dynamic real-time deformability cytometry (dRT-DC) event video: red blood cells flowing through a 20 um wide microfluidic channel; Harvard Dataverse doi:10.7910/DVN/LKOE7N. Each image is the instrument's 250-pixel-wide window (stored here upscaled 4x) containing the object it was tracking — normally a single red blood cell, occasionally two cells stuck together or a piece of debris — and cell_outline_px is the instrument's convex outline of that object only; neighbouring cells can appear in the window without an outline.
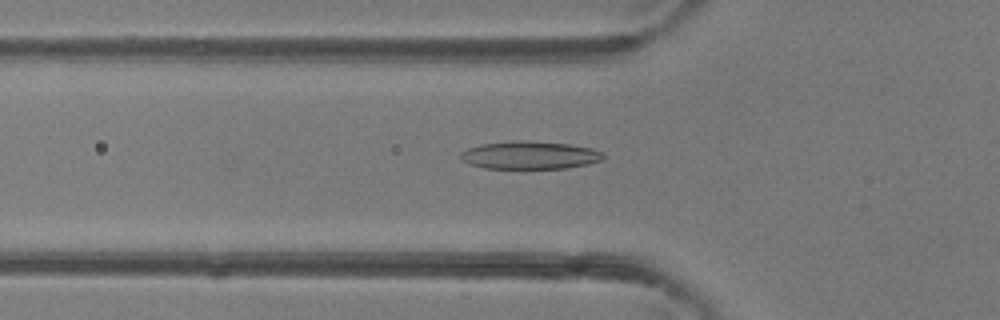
{"species": "common noctule bat (a hibernating species)", "species_latin": "Nyctalus noctula", "temperature_condition": "room temperature", "stored_images_in_passage": 38, "camera_frame_rate_fps": 3000, "um_per_image_px": 0.085, "animal": {"sex": "female"}, "frame": {"image": 1, "passage_image": 8, "time_ms": 2.333, "image_size_px": [1000, 320], "cell_outline_px": [[604, 156], [600, 160], [588, 164], [564, 168], [484, 168], [460, 160], [460, 152], [468, 148], [480, 144], [512, 140], [528, 140], [568, 144], [592, 148], [600, 152]], "centroid_in_image_um": [44.98, 13.17], "position_along_channel_um": 80.8, "area_um2": 23.12}}
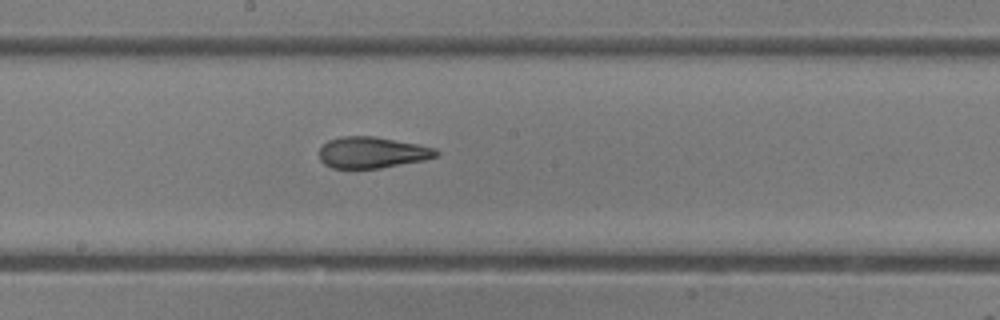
{"frame": {"image": 2, "passage_image": 17, "time_ms": 5.333, "image_size_px": [1000, 320], "cell_outline_px": [[440, 152], [436, 156], [424, 160], [380, 168], [332, 168], [324, 164], [320, 160], [320, 148], [328, 140], [340, 136], [376, 136], [420, 144], [436, 148]], "centroid_in_image_um": [31.64, 12.95], "position_along_channel_um": 216.6, "area_um2": 21.44}}
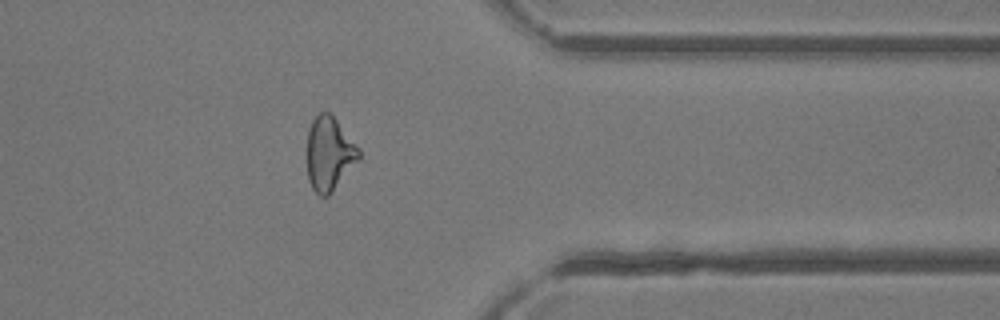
{"frame": {"image": 3, "passage_image": 29, "time_ms": 9.333, "image_size_px": [1000, 320], "cell_outline_px": [[360, 156], [332, 192], [328, 196], [320, 196], [312, 188], [308, 180], [308, 128], [312, 120], [320, 112], [328, 112], [336, 120], [360, 152]], "centroid_in_image_um": [27.94, 13.08], "position_along_channel_um": 383.5, "area_um2": 21.5}, "authors_computed_cell_mechanics": {"area_um2": 22.4842, "velocity_mm_per_s": 4.4856, "shape_relaxation_time_tau1_ms": 5.9264, "shape_relaxation_time_tau2_ms": 2.0037, "deformation_change_tau1": 0.1986, "deformation_change_tau2": 0.1076}}